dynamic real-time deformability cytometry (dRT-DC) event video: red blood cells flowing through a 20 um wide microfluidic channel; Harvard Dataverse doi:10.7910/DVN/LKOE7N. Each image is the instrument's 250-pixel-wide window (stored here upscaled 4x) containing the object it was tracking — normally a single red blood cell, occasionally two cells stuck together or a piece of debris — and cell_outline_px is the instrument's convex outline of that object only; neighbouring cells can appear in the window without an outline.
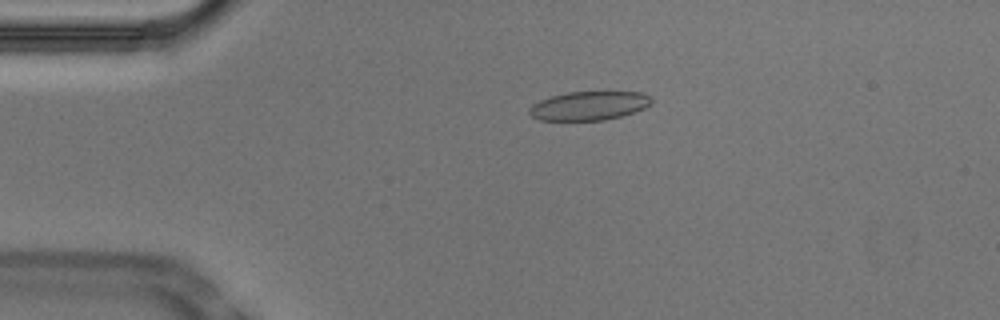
{"species": "Egyptian fruit bat (a non-hibernating species)", "species_latin": "Rousettus aegyptiacus", "temperature_condition": "cold", "stored_images_in_passage": 53, "camera_frame_rate_fps": 3000, "um_per_image_px": 0.085, "animal": {"sex": "male"}, "frame": {"image": 1, "passage_image": 11, "time_ms": 3.333, "image_size_px": [1000, 320], "cell_outline_px": [[652, 104], [644, 108], [620, 116], [604, 120], [540, 120], [532, 116], [528, 112], [528, 108], [532, 104], [540, 100], [552, 96], [568, 92], [640, 92], [648, 96], [652, 100]], "centroid_in_image_um": [50.04, 8.99], "position_along_channel_um": 35.0, "area_um2": 20.35}}
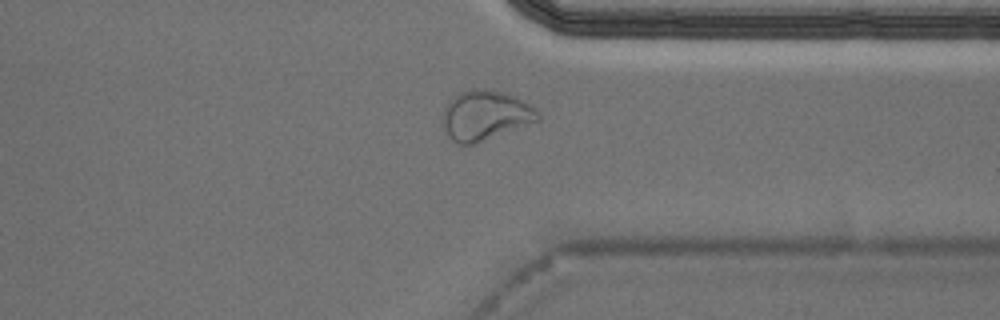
{"frame": {"image": 2, "passage_image": 41, "time_ms": 13.333, "image_size_px": [1000, 320], "cell_outline_px": [[540, 120], [476, 144], [460, 144], [452, 140], [444, 132], [444, 108], [448, 100], [452, 96], [460, 92], [476, 88], [484, 88], [504, 92], [532, 104], [540, 112]], "centroid_in_image_um": [41.27, 9.8], "position_along_channel_um": 370.1, "area_um2": 27.92}}
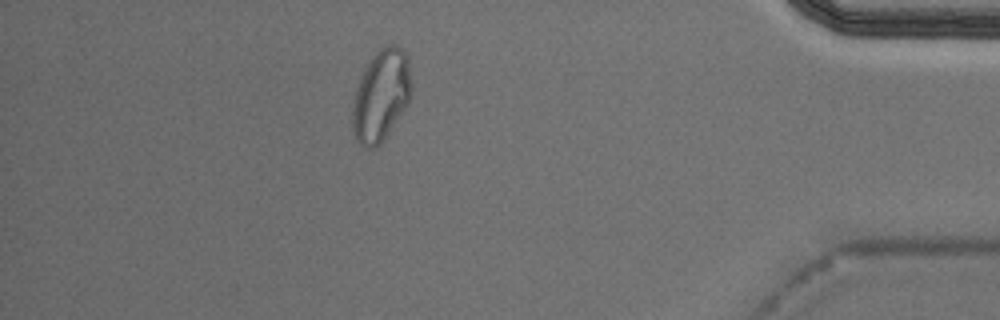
{"frame": {"image": 3, "passage_image": 47, "time_ms": 15.333, "image_size_px": [1000, 320], "cell_outline_px": [[412, 96], [408, 104], [384, 140], [376, 148], [364, 148], [356, 140], [352, 132], [352, 108], [356, 88], [368, 60], [384, 44], [392, 44], [400, 48], [408, 56], [412, 84]], "centroid_in_image_um": [32.4, 8.13], "position_along_channel_um": 402.8, "area_um2": 31.96}, "authors_computed_cell_mechanics": {"area_um2": 21.675, "velocity_mm_per_s": 3.717, "shape_relaxation_time_tau1_ms": null, "shape_relaxation_time_tau2_ms": 1.7144, "deformation_change_tau1": null, "deformation_change_tau2": 0.0772}}